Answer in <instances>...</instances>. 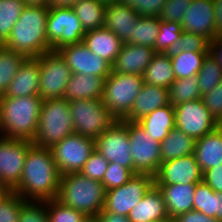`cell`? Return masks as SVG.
<instances>
[{
    "mask_svg": "<svg viewBox=\"0 0 222 222\" xmlns=\"http://www.w3.org/2000/svg\"><path fill=\"white\" fill-rule=\"evenodd\" d=\"M208 52H181L169 54L176 79L196 76Z\"/></svg>",
    "mask_w": 222,
    "mask_h": 222,
    "instance_id": "34",
    "label": "cell"
},
{
    "mask_svg": "<svg viewBox=\"0 0 222 222\" xmlns=\"http://www.w3.org/2000/svg\"><path fill=\"white\" fill-rule=\"evenodd\" d=\"M99 2H102L104 5L114 4L118 3L120 0H98Z\"/></svg>",
    "mask_w": 222,
    "mask_h": 222,
    "instance_id": "57",
    "label": "cell"
},
{
    "mask_svg": "<svg viewBox=\"0 0 222 222\" xmlns=\"http://www.w3.org/2000/svg\"><path fill=\"white\" fill-rule=\"evenodd\" d=\"M195 140L182 130L174 127L161 142L162 162L193 154Z\"/></svg>",
    "mask_w": 222,
    "mask_h": 222,
    "instance_id": "30",
    "label": "cell"
},
{
    "mask_svg": "<svg viewBox=\"0 0 222 222\" xmlns=\"http://www.w3.org/2000/svg\"><path fill=\"white\" fill-rule=\"evenodd\" d=\"M218 35L222 38V31Z\"/></svg>",
    "mask_w": 222,
    "mask_h": 222,
    "instance_id": "61",
    "label": "cell"
},
{
    "mask_svg": "<svg viewBox=\"0 0 222 222\" xmlns=\"http://www.w3.org/2000/svg\"><path fill=\"white\" fill-rule=\"evenodd\" d=\"M208 54L211 55L222 68V38L219 35L209 42Z\"/></svg>",
    "mask_w": 222,
    "mask_h": 222,
    "instance_id": "51",
    "label": "cell"
},
{
    "mask_svg": "<svg viewBox=\"0 0 222 222\" xmlns=\"http://www.w3.org/2000/svg\"><path fill=\"white\" fill-rule=\"evenodd\" d=\"M196 76L201 95H203L212 91L222 81V68L211 55L207 54Z\"/></svg>",
    "mask_w": 222,
    "mask_h": 222,
    "instance_id": "38",
    "label": "cell"
},
{
    "mask_svg": "<svg viewBox=\"0 0 222 222\" xmlns=\"http://www.w3.org/2000/svg\"><path fill=\"white\" fill-rule=\"evenodd\" d=\"M85 32L104 27L105 8L98 0H80L73 7Z\"/></svg>",
    "mask_w": 222,
    "mask_h": 222,
    "instance_id": "32",
    "label": "cell"
},
{
    "mask_svg": "<svg viewBox=\"0 0 222 222\" xmlns=\"http://www.w3.org/2000/svg\"><path fill=\"white\" fill-rule=\"evenodd\" d=\"M26 200L13 191H7L0 199V222H19L20 210Z\"/></svg>",
    "mask_w": 222,
    "mask_h": 222,
    "instance_id": "42",
    "label": "cell"
},
{
    "mask_svg": "<svg viewBox=\"0 0 222 222\" xmlns=\"http://www.w3.org/2000/svg\"><path fill=\"white\" fill-rule=\"evenodd\" d=\"M215 31L219 34L222 31V0H213Z\"/></svg>",
    "mask_w": 222,
    "mask_h": 222,
    "instance_id": "53",
    "label": "cell"
},
{
    "mask_svg": "<svg viewBox=\"0 0 222 222\" xmlns=\"http://www.w3.org/2000/svg\"><path fill=\"white\" fill-rule=\"evenodd\" d=\"M157 52L148 46L123 43L112 64V72L143 76Z\"/></svg>",
    "mask_w": 222,
    "mask_h": 222,
    "instance_id": "19",
    "label": "cell"
},
{
    "mask_svg": "<svg viewBox=\"0 0 222 222\" xmlns=\"http://www.w3.org/2000/svg\"><path fill=\"white\" fill-rule=\"evenodd\" d=\"M85 33L73 8L48 10L46 39L53 51L82 42Z\"/></svg>",
    "mask_w": 222,
    "mask_h": 222,
    "instance_id": "10",
    "label": "cell"
},
{
    "mask_svg": "<svg viewBox=\"0 0 222 222\" xmlns=\"http://www.w3.org/2000/svg\"><path fill=\"white\" fill-rule=\"evenodd\" d=\"M106 190L97 180L81 172L61 175L56 200L87 217L96 216L105 205Z\"/></svg>",
    "mask_w": 222,
    "mask_h": 222,
    "instance_id": "4",
    "label": "cell"
},
{
    "mask_svg": "<svg viewBox=\"0 0 222 222\" xmlns=\"http://www.w3.org/2000/svg\"><path fill=\"white\" fill-rule=\"evenodd\" d=\"M49 222H83L87 216L56 199L46 200Z\"/></svg>",
    "mask_w": 222,
    "mask_h": 222,
    "instance_id": "39",
    "label": "cell"
},
{
    "mask_svg": "<svg viewBox=\"0 0 222 222\" xmlns=\"http://www.w3.org/2000/svg\"><path fill=\"white\" fill-rule=\"evenodd\" d=\"M154 185V177L135 174L124 185L106 191L104 209L109 212L128 216L131 209Z\"/></svg>",
    "mask_w": 222,
    "mask_h": 222,
    "instance_id": "15",
    "label": "cell"
},
{
    "mask_svg": "<svg viewBox=\"0 0 222 222\" xmlns=\"http://www.w3.org/2000/svg\"><path fill=\"white\" fill-rule=\"evenodd\" d=\"M175 127L195 141L218 127V121L205 106L203 99H195L174 107Z\"/></svg>",
    "mask_w": 222,
    "mask_h": 222,
    "instance_id": "13",
    "label": "cell"
},
{
    "mask_svg": "<svg viewBox=\"0 0 222 222\" xmlns=\"http://www.w3.org/2000/svg\"><path fill=\"white\" fill-rule=\"evenodd\" d=\"M200 98L197 76L176 79L169 87V104L173 107Z\"/></svg>",
    "mask_w": 222,
    "mask_h": 222,
    "instance_id": "35",
    "label": "cell"
},
{
    "mask_svg": "<svg viewBox=\"0 0 222 222\" xmlns=\"http://www.w3.org/2000/svg\"><path fill=\"white\" fill-rule=\"evenodd\" d=\"M172 222H220L216 218H211L199 211H188L172 220Z\"/></svg>",
    "mask_w": 222,
    "mask_h": 222,
    "instance_id": "50",
    "label": "cell"
},
{
    "mask_svg": "<svg viewBox=\"0 0 222 222\" xmlns=\"http://www.w3.org/2000/svg\"><path fill=\"white\" fill-rule=\"evenodd\" d=\"M194 155L202 172L222 164V132L216 128L196 140Z\"/></svg>",
    "mask_w": 222,
    "mask_h": 222,
    "instance_id": "26",
    "label": "cell"
},
{
    "mask_svg": "<svg viewBox=\"0 0 222 222\" xmlns=\"http://www.w3.org/2000/svg\"><path fill=\"white\" fill-rule=\"evenodd\" d=\"M95 217L98 222H131L128 216L109 212L104 208Z\"/></svg>",
    "mask_w": 222,
    "mask_h": 222,
    "instance_id": "52",
    "label": "cell"
},
{
    "mask_svg": "<svg viewBox=\"0 0 222 222\" xmlns=\"http://www.w3.org/2000/svg\"><path fill=\"white\" fill-rule=\"evenodd\" d=\"M48 8L25 6L4 47L27 57H38L52 50L46 39Z\"/></svg>",
    "mask_w": 222,
    "mask_h": 222,
    "instance_id": "3",
    "label": "cell"
},
{
    "mask_svg": "<svg viewBox=\"0 0 222 222\" xmlns=\"http://www.w3.org/2000/svg\"><path fill=\"white\" fill-rule=\"evenodd\" d=\"M191 0H168L160 14V20L166 22L181 23L183 12H185Z\"/></svg>",
    "mask_w": 222,
    "mask_h": 222,
    "instance_id": "46",
    "label": "cell"
},
{
    "mask_svg": "<svg viewBox=\"0 0 222 222\" xmlns=\"http://www.w3.org/2000/svg\"><path fill=\"white\" fill-rule=\"evenodd\" d=\"M208 49L209 41L205 37L182 31L179 40L175 41L166 53L208 52Z\"/></svg>",
    "mask_w": 222,
    "mask_h": 222,
    "instance_id": "41",
    "label": "cell"
},
{
    "mask_svg": "<svg viewBox=\"0 0 222 222\" xmlns=\"http://www.w3.org/2000/svg\"><path fill=\"white\" fill-rule=\"evenodd\" d=\"M19 222H49L46 201L26 200L20 210Z\"/></svg>",
    "mask_w": 222,
    "mask_h": 222,
    "instance_id": "44",
    "label": "cell"
},
{
    "mask_svg": "<svg viewBox=\"0 0 222 222\" xmlns=\"http://www.w3.org/2000/svg\"><path fill=\"white\" fill-rule=\"evenodd\" d=\"M141 17L136 10L123 3L106 5L104 27L125 43L133 35V27Z\"/></svg>",
    "mask_w": 222,
    "mask_h": 222,
    "instance_id": "20",
    "label": "cell"
},
{
    "mask_svg": "<svg viewBox=\"0 0 222 222\" xmlns=\"http://www.w3.org/2000/svg\"><path fill=\"white\" fill-rule=\"evenodd\" d=\"M128 218L131 222H172L163 195L155 185L131 209Z\"/></svg>",
    "mask_w": 222,
    "mask_h": 222,
    "instance_id": "21",
    "label": "cell"
},
{
    "mask_svg": "<svg viewBox=\"0 0 222 222\" xmlns=\"http://www.w3.org/2000/svg\"><path fill=\"white\" fill-rule=\"evenodd\" d=\"M137 123L149 136L161 143L169 131L175 127L174 107L169 104L158 108L138 120Z\"/></svg>",
    "mask_w": 222,
    "mask_h": 222,
    "instance_id": "28",
    "label": "cell"
},
{
    "mask_svg": "<svg viewBox=\"0 0 222 222\" xmlns=\"http://www.w3.org/2000/svg\"><path fill=\"white\" fill-rule=\"evenodd\" d=\"M217 128L222 132V118L218 121V127Z\"/></svg>",
    "mask_w": 222,
    "mask_h": 222,
    "instance_id": "60",
    "label": "cell"
},
{
    "mask_svg": "<svg viewBox=\"0 0 222 222\" xmlns=\"http://www.w3.org/2000/svg\"><path fill=\"white\" fill-rule=\"evenodd\" d=\"M120 3L133 6L134 4H141V0H120Z\"/></svg>",
    "mask_w": 222,
    "mask_h": 222,
    "instance_id": "56",
    "label": "cell"
},
{
    "mask_svg": "<svg viewBox=\"0 0 222 222\" xmlns=\"http://www.w3.org/2000/svg\"><path fill=\"white\" fill-rule=\"evenodd\" d=\"M39 61V96L43 100L63 98L72 71L58 51L36 57Z\"/></svg>",
    "mask_w": 222,
    "mask_h": 222,
    "instance_id": "9",
    "label": "cell"
},
{
    "mask_svg": "<svg viewBox=\"0 0 222 222\" xmlns=\"http://www.w3.org/2000/svg\"><path fill=\"white\" fill-rule=\"evenodd\" d=\"M160 17L141 16L133 27V35L125 42L154 48L159 33Z\"/></svg>",
    "mask_w": 222,
    "mask_h": 222,
    "instance_id": "36",
    "label": "cell"
},
{
    "mask_svg": "<svg viewBox=\"0 0 222 222\" xmlns=\"http://www.w3.org/2000/svg\"><path fill=\"white\" fill-rule=\"evenodd\" d=\"M181 34V23L160 20L159 33L153 49L157 53H166L171 48V45L179 40Z\"/></svg>",
    "mask_w": 222,
    "mask_h": 222,
    "instance_id": "40",
    "label": "cell"
},
{
    "mask_svg": "<svg viewBox=\"0 0 222 222\" xmlns=\"http://www.w3.org/2000/svg\"><path fill=\"white\" fill-rule=\"evenodd\" d=\"M72 134L74 129L69 101L64 97L43 100L33 144L50 149Z\"/></svg>",
    "mask_w": 222,
    "mask_h": 222,
    "instance_id": "5",
    "label": "cell"
},
{
    "mask_svg": "<svg viewBox=\"0 0 222 222\" xmlns=\"http://www.w3.org/2000/svg\"><path fill=\"white\" fill-rule=\"evenodd\" d=\"M144 83L169 89L176 80L168 53H156L143 74Z\"/></svg>",
    "mask_w": 222,
    "mask_h": 222,
    "instance_id": "29",
    "label": "cell"
},
{
    "mask_svg": "<svg viewBox=\"0 0 222 222\" xmlns=\"http://www.w3.org/2000/svg\"><path fill=\"white\" fill-rule=\"evenodd\" d=\"M203 182L215 192L222 193V164L204 171Z\"/></svg>",
    "mask_w": 222,
    "mask_h": 222,
    "instance_id": "49",
    "label": "cell"
},
{
    "mask_svg": "<svg viewBox=\"0 0 222 222\" xmlns=\"http://www.w3.org/2000/svg\"><path fill=\"white\" fill-rule=\"evenodd\" d=\"M109 162L95 149L86 161L81 173L87 178L102 182Z\"/></svg>",
    "mask_w": 222,
    "mask_h": 222,
    "instance_id": "45",
    "label": "cell"
},
{
    "mask_svg": "<svg viewBox=\"0 0 222 222\" xmlns=\"http://www.w3.org/2000/svg\"><path fill=\"white\" fill-rule=\"evenodd\" d=\"M95 149L109 162L133 172L127 120H117L95 139Z\"/></svg>",
    "mask_w": 222,
    "mask_h": 222,
    "instance_id": "12",
    "label": "cell"
},
{
    "mask_svg": "<svg viewBox=\"0 0 222 222\" xmlns=\"http://www.w3.org/2000/svg\"><path fill=\"white\" fill-rule=\"evenodd\" d=\"M80 0H49L48 9L72 8Z\"/></svg>",
    "mask_w": 222,
    "mask_h": 222,
    "instance_id": "54",
    "label": "cell"
},
{
    "mask_svg": "<svg viewBox=\"0 0 222 222\" xmlns=\"http://www.w3.org/2000/svg\"><path fill=\"white\" fill-rule=\"evenodd\" d=\"M24 8L25 4L22 0H0V45L9 38Z\"/></svg>",
    "mask_w": 222,
    "mask_h": 222,
    "instance_id": "37",
    "label": "cell"
},
{
    "mask_svg": "<svg viewBox=\"0 0 222 222\" xmlns=\"http://www.w3.org/2000/svg\"><path fill=\"white\" fill-rule=\"evenodd\" d=\"M32 141L0 136V185L13 191L19 184Z\"/></svg>",
    "mask_w": 222,
    "mask_h": 222,
    "instance_id": "14",
    "label": "cell"
},
{
    "mask_svg": "<svg viewBox=\"0 0 222 222\" xmlns=\"http://www.w3.org/2000/svg\"><path fill=\"white\" fill-rule=\"evenodd\" d=\"M50 149L61 175L78 173L95 150V139L74 133Z\"/></svg>",
    "mask_w": 222,
    "mask_h": 222,
    "instance_id": "11",
    "label": "cell"
},
{
    "mask_svg": "<svg viewBox=\"0 0 222 222\" xmlns=\"http://www.w3.org/2000/svg\"><path fill=\"white\" fill-rule=\"evenodd\" d=\"M42 102L39 95L0 97V136L33 141Z\"/></svg>",
    "mask_w": 222,
    "mask_h": 222,
    "instance_id": "2",
    "label": "cell"
},
{
    "mask_svg": "<svg viewBox=\"0 0 222 222\" xmlns=\"http://www.w3.org/2000/svg\"><path fill=\"white\" fill-rule=\"evenodd\" d=\"M135 174L128 168H124L118 163H109L103 181L106 191L120 187L128 182Z\"/></svg>",
    "mask_w": 222,
    "mask_h": 222,
    "instance_id": "43",
    "label": "cell"
},
{
    "mask_svg": "<svg viewBox=\"0 0 222 222\" xmlns=\"http://www.w3.org/2000/svg\"><path fill=\"white\" fill-rule=\"evenodd\" d=\"M61 174L51 149L32 144L26 154L23 173L13 190L25 200L46 201L56 199Z\"/></svg>",
    "mask_w": 222,
    "mask_h": 222,
    "instance_id": "1",
    "label": "cell"
},
{
    "mask_svg": "<svg viewBox=\"0 0 222 222\" xmlns=\"http://www.w3.org/2000/svg\"><path fill=\"white\" fill-rule=\"evenodd\" d=\"M203 172L193 154L162 162L154 176V185L198 184Z\"/></svg>",
    "mask_w": 222,
    "mask_h": 222,
    "instance_id": "17",
    "label": "cell"
},
{
    "mask_svg": "<svg viewBox=\"0 0 222 222\" xmlns=\"http://www.w3.org/2000/svg\"><path fill=\"white\" fill-rule=\"evenodd\" d=\"M203 102L213 117L222 118V81L212 90L202 95Z\"/></svg>",
    "mask_w": 222,
    "mask_h": 222,
    "instance_id": "47",
    "label": "cell"
},
{
    "mask_svg": "<svg viewBox=\"0 0 222 222\" xmlns=\"http://www.w3.org/2000/svg\"><path fill=\"white\" fill-rule=\"evenodd\" d=\"M86 47L111 65L118 56L123 42L105 27L87 31L83 37Z\"/></svg>",
    "mask_w": 222,
    "mask_h": 222,
    "instance_id": "25",
    "label": "cell"
},
{
    "mask_svg": "<svg viewBox=\"0 0 222 222\" xmlns=\"http://www.w3.org/2000/svg\"><path fill=\"white\" fill-rule=\"evenodd\" d=\"M25 6H41L47 7L49 0H22Z\"/></svg>",
    "mask_w": 222,
    "mask_h": 222,
    "instance_id": "55",
    "label": "cell"
},
{
    "mask_svg": "<svg viewBox=\"0 0 222 222\" xmlns=\"http://www.w3.org/2000/svg\"><path fill=\"white\" fill-rule=\"evenodd\" d=\"M143 83L141 75L116 72L104 80L101 100L116 120H123L130 113Z\"/></svg>",
    "mask_w": 222,
    "mask_h": 222,
    "instance_id": "6",
    "label": "cell"
},
{
    "mask_svg": "<svg viewBox=\"0 0 222 222\" xmlns=\"http://www.w3.org/2000/svg\"><path fill=\"white\" fill-rule=\"evenodd\" d=\"M83 222H98L95 216L87 217Z\"/></svg>",
    "mask_w": 222,
    "mask_h": 222,
    "instance_id": "58",
    "label": "cell"
},
{
    "mask_svg": "<svg viewBox=\"0 0 222 222\" xmlns=\"http://www.w3.org/2000/svg\"><path fill=\"white\" fill-rule=\"evenodd\" d=\"M7 192V190L0 185V199L2 198V196Z\"/></svg>",
    "mask_w": 222,
    "mask_h": 222,
    "instance_id": "59",
    "label": "cell"
},
{
    "mask_svg": "<svg viewBox=\"0 0 222 222\" xmlns=\"http://www.w3.org/2000/svg\"><path fill=\"white\" fill-rule=\"evenodd\" d=\"M193 210L222 222V193L215 192L204 182L198 183L194 192Z\"/></svg>",
    "mask_w": 222,
    "mask_h": 222,
    "instance_id": "31",
    "label": "cell"
},
{
    "mask_svg": "<svg viewBox=\"0 0 222 222\" xmlns=\"http://www.w3.org/2000/svg\"><path fill=\"white\" fill-rule=\"evenodd\" d=\"M74 133L96 139L117 120L101 99L69 102Z\"/></svg>",
    "mask_w": 222,
    "mask_h": 222,
    "instance_id": "7",
    "label": "cell"
},
{
    "mask_svg": "<svg viewBox=\"0 0 222 222\" xmlns=\"http://www.w3.org/2000/svg\"><path fill=\"white\" fill-rule=\"evenodd\" d=\"M183 14L182 31L203 36L209 42L218 35L215 31L213 0H191Z\"/></svg>",
    "mask_w": 222,
    "mask_h": 222,
    "instance_id": "18",
    "label": "cell"
},
{
    "mask_svg": "<svg viewBox=\"0 0 222 222\" xmlns=\"http://www.w3.org/2000/svg\"><path fill=\"white\" fill-rule=\"evenodd\" d=\"M40 68L36 57H28L12 79L5 95L0 97H25L39 95Z\"/></svg>",
    "mask_w": 222,
    "mask_h": 222,
    "instance_id": "22",
    "label": "cell"
},
{
    "mask_svg": "<svg viewBox=\"0 0 222 222\" xmlns=\"http://www.w3.org/2000/svg\"><path fill=\"white\" fill-rule=\"evenodd\" d=\"M197 184L155 185L161 191L169 219L193 210V198Z\"/></svg>",
    "mask_w": 222,
    "mask_h": 222,
    "instance_id": "24",
    "label": "cell"
},
{
    "mask_svg": "<svg viewBox=\"0 0 222 222\" xmlns=\"http://www.w3.org/2000/svg\"><path fill=\"white\" fill-rule=\"evenodd\" d=\"M127 132L133 160V173L154 177L162 163L161 143L149 136L137 122L127 120Z\"/></svg>",
    "mask_w": 222,
    "mask_h": 222,
    "instance_id": "8",
    "label": "cell"
},
{
    "mask_svg": "<svg viewBox=\"0 0 222 222\" xmlns=\"http://www.w3.org/2000/svg\"><path fill=\"white\" fill-rule=\"evenodd\" d=\"M167 1L168 0H141V4H134L132 7L143 17H159Z\"/></svg>",
    "mask_w": 222,
    "mask_h": 222,
    "instance_id": "48",
    "label": "cell"
},
{
    "mask_svg": "<svg viewBox=\"0 0 222 222\" xmlns=\"http://www.w3.org/2000/svg\"><path fill=\"white\" fill-rule=\"evenodd\" d=\"M28 57L0 45V96L5 95L12 79Z\"/></svg>",
    "mask_w": 222,
    "mask_h": 222,
    "instance_id": "33",
    "label": "cell"
},
{
    "mask_svg": "<svg viewBox=\"0 0 222 222\" xmlns=\"http://www.w3.org/2000/svg\"><path fill=\"white\" fill-rule=\"evenodd\" d=\"M169 105V89L143 83L130 113L123 119L137 122L152 111Z\"/></svg>",
    "mask_w": 222,
    "mask_h": 222,
    "instance_id": "23",
    "label": "cell"
},
{
    "mask_svg": "<svg viewBox=\"0 0 222 222\" xmlns=\"http://www.w3.org/2000/svg\"><path fill=\"white\" fill-rule=\"evenodd\" d=\"M57 51L65 59L72 74L94 75L105 80L112 72V65L91 52L83 41L65 45Z\"/></svg>",
    "mask_w": 222,
    "mask_h": 222,
    "instance_id": "16",
    "label": "cell"
},
{
    "mask_svg": "<svg viewBox=\"0 0 222 222\" xmlns=\"http://www.w3.org/2000/svg\"><path fill=\"white\" fill-rule=\"evenodd\" d=\"M104 79L94 75L72 74L66 87L64 98L67 101L101 99Z\"/></svg>",
    "mask_w": 222,
    "mask_h": 222,
    "instance_id": "27",
    "label": "cell"
}]
</instances>
